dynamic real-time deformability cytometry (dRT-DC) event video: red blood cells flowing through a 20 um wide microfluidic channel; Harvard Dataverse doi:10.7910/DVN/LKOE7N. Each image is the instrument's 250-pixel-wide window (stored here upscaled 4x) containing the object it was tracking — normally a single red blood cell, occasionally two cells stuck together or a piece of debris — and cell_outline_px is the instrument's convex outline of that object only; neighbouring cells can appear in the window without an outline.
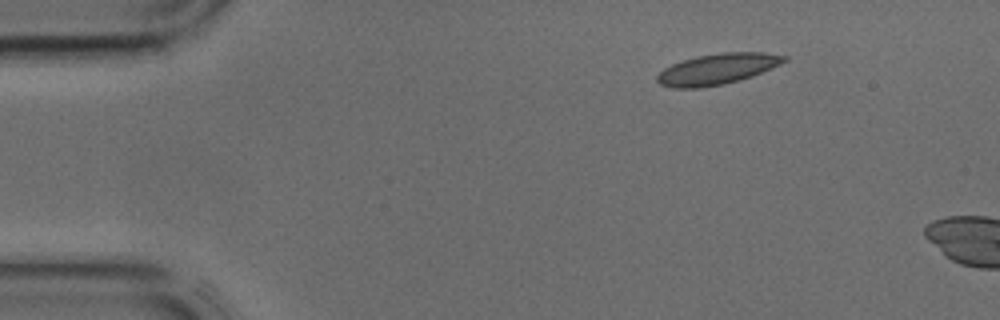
{"species": "common noctule bat (a hibernating species)", "species_latin": "Nyctalus noctula", "temperature_condition": "cold", "stored_images_in_passage": 4, "camera_frame_rate_fps": 3000, "um_per_image_px": 0.085, "animal": {"sex": "male", "body_mass_g": 17.9, "forearm_length_mm": 54.2}, "frame": {"image": 1, "passage_image": 1, "time_ms": 0.0, "image_size_px": [1000, 320], "cell_outline_px": [[788, 60], [780, 64], [752, 76], [740, 80], [724, 84], [700, 88], [672, 88], [660, 84], [656, 80], [656, 76], [664, 68], [672, 64], [696, 56], [724, 52], [764, 52], [788, 56]], "centroid_in_image_um": [60.97, 5.87], "position_along_channel_um": 24.0, "area_um2": 22.83}}